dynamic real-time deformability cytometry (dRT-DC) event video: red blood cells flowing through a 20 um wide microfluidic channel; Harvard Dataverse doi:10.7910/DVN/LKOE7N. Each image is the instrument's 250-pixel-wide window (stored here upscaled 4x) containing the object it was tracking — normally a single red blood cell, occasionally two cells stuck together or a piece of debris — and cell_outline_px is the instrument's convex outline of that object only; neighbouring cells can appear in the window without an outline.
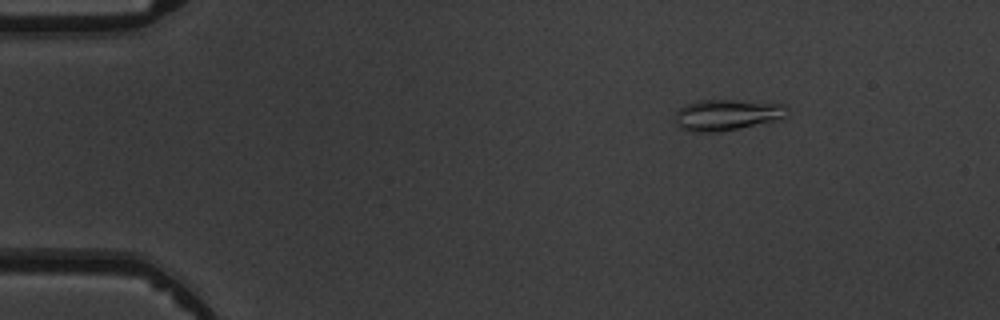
{"species": "common noctule bat (a hibernating species)", "species_latin": "Nyctalus noctula", "temperature_condition": "warm", "stored_images_in_passage": 6, "camera_frame_rate_fps": 3000, "um_per_image_px": 0.085, "animal": {"sex": "male", "body_mass_g": 19.5, "forearm_length_mm": 54.6}, "frame": {"image": 1, "passage_image": 3, "time_ms": 2.333, "image_size_px": [1000, 320], "cell_outline_px": [[788, 116], [780, 120], [720, 132], [692, 132], [680, 128], [676, 124], [676, 112], [684, 104], [696, 100], [732, 100], [788, 104]], "centroid_in_image_um": [61.83, 9.76], "position_along_channel_um": 23.2, "area_um2": 20.69}}
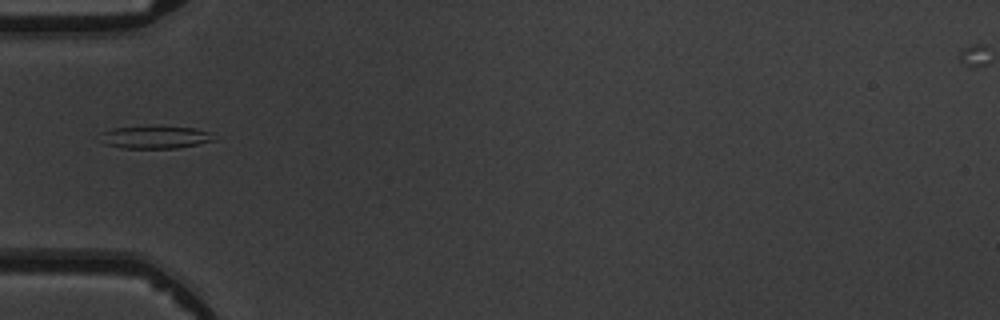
{"frame": {"image": 2, "passage_image": 6, "time_ms": 5.667, "image_size_px": [1000, 320], "cell_outline_px": [[216, 140], [200, 144], [176, 148], [120, 148], [104, 144], [104, 132], [116, 128], [152, 124], [196, 128], [208, 132]], "centroid_in_image_um": [13.25, 11.63], "position_along_channel_um": 71.7, "area_um2": 15.26}}